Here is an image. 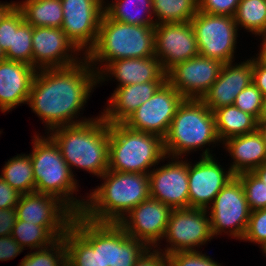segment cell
<instances>
[{"mask_svg": "<svg viewBox=\"0 0 266 266\" xmlns=\"http://www.w3.org/2000/svg\"><path fill=\"white\" fill-rule=\"evenodd\" d=\"M97 84L98 74L86 58L69 67L39 69L27 105L43 120L46 134L57 127L94 119L78 117Z\"/></svg>", "mask_w": 266, "mask_h": 266, "instance_id": "cell-1", "label": "cell"}, {"mask_svg": "<svg viewBox=\"0 0 266 266\" xmlns=\"http://www.w3.org/2000/svg\"><path fill=\"white\" fill-rule=\"evenodd\" d=\"M78 215V226L89 240L106 236L139 203L150 197L149 174L107 170Z\"/></svg>", "mask_w": 266, "mask_h": 266, "instance_id": "cell-2", "label": "cell"}, {"mask_svg": "<svg viewBox=\"0 0 266 266\" xmlns=\"http://www.w3.org/2000/svg\"><path fill=\"white\" fill-rule=\"evenodd\" d=\"M47 134L57 143L72 174V169L77 168L99 178L108 170L109 124L100 114L86 122L57 127Z\"/></svg>", "mask_w": 266, "mask_h": 266, "instance_id": "cell-3", "label": "cell"}, {"mask_svg": "<svg viewBox=\"0 0 266 266\" xmlns=\"http://www.w3.org/2000/svg\"><path fill=\"white\" fill-rule=\"evenodd\" d=\"M151 56H155L154 26L118 22L104 13L96 43L85 58L99 74L112 61Z\"/></svg>", "mask_w": 266, "mask_h": 266, "instance_id": "cell-4", "label": "cell"}, {"mask_svg": "<svg viewBox=\"0 0 266 266\" xmlns=\"http://www.w3.org/2000/svg\"><path fill=\"white\" fill-rule=\"evenodd\" d=\"M33 135L30 158L33 164L35 192L50 194L64 202L77 216L86 199L74 197L79 190L78 180L63 159L57 143L47 134ZM47 136V137H46Z\"/></svg>", "mask_w": 266, "mask_h": 266, "instance_id": "cell-5", "label": "cell"}, {"mask_svg": "<svg viewBox=\"0 0 266 266\" xmlns=\"http://www.w3.org/2000/svg\"><path fill=\"white\" fill-rule=\"evenodd\" d=\"M163 141L165 155L179 158L206 145L222 143L217 135L214 113L201 99L183 100Z\"/></svg>", "mask_w": 266, "mask_h": 266, "instance_id": "cell-6", "label": "cell"}, {"mask_svg": "<svg viewBox=\"0 0 266 266\" xmlns=\"http://www.w3.org/2000/svg\"><path fill=\"white\" fill-rule=\"evenodd\" d=\"M165 158L160 136L132 130L123 123L109 124L108 170L149 174Z\"/></svg>", "mask_w": 266, "mask_h": 266, "instance_id": "cell-7", "label": "cell"}, {"mask_svg": "<svg viewBox=\"0 0 266 266\" xmlns=\"http://www.w3.org/2000/svg\"><path fill=\"white\" fill-rule=\"evenodd\" d=\"M172 210L149 197L132 208L104 237L111 244L126 248L160 247Z\"/></svg>", "mask_w": 266, "mask_h": 266, "instance_id": "cell-8", "label": "cell"}, {"mask_svg": "<svg viewBox=\"0 0 266 266\" xmlns=\"http://www.w3.org/2000/svg\"><path fill=\"white\" fill-rule=\"evenodd\" d=\"M206 210L209 213L213 238L224 232L242 241L251 210L241 181L236 176L220 190Z\"/></svg>", "mask_w": 266, "mask_h": 266, "instance_id": "cell-9", "label": "cell"}, {"mask_svg": "<svg viewBox=\"0 0 266 266\" xmlns=\"http://www.w3.org/2000/svg\"><path fill=\"white\" fill-rule=\"evenodd\" d=\"M199 55L222 63L235 61L238 26L234 17L198 11L190 21Z\"/></svg>", "mask_w": 266, "mask_h": 266, "instance_id": "cell-10", "label": "cell"}, {"mask_svg": "<svg viewBox=\"0 0 266 266\" xmlns=\"http://www.w3.org/2000/svg\"><path fill=\"white\" fill-rule=\"evenodd\" d=\"M16 220L47 227L58 239L78 227V216L59 198L50 194H21L16 205Z\"/></svg>", "mask_w": 266, "mask_h": 266, "instance_id": "cell-11", "label": "cell"}, {"mask_svg": "<svg viewBox=\"0 0 266 266\" xmlns=\"http://www.w3.org/2000/svg\"><path fill=\"white\" fill-rule=\"evenodd\" d=\"M164 239L169 245H165L164 249H156L166 255L179 251H198L202 248L200 246L213 240L207 210L190 207L173 209Z\"/></svg>", "mask_w": 266, "mask_h": 266, "instance_id": "cell-12", "label": "cell"}, {"mask_svg": "<svg viewBox=\"0 0 266 266\" xmlns=\"http://www.w3.org/2000/svg\"><path fill=\"white\" fill-rule=\"evenodd\" d=\"M185 98L167 81L124 122L132 130L152 133L164 139L178 107Z\"/></svg>", "mask_w": 266, "mask_h": 266, "instance_id": "cell-13", "label": "cell"}, {"mask_svg": "<svg viewBox=\"0 0 266 266\" xmlns=\"http://www.w3.org/2000/svg\"><path fill=\"white\" fill-rule=\"evenodd\" d=\"M105 0H61L62 30L86 56L96 43ZM84 51V52H83Z\"/></svg>", "mask_w": 266, "mask_h": 266, "instance_id": "cell-14", "label": "cell"}, {"mask_svg": "<svg viewBox=\"0 0 266 266\" xmlns=\"http://www.w3.org/2000/svg\"><path fill=\"white\" fill-rule=\"evenodd\" d=\"M210 151L206 148L198 162H188L190 208L207 209L220 190L235 177L231 169H224Z\"/></svg>", "mask_w": 266, "mask_h": 266, "instance_id": "cell-15", "label": "cell"}, {"mask_svg": "<svg viewBox=\"0 0 266 266\" xmlns=\"http://www.w3.org/2000/svg\"><path fill=\"white\" fill-rule=\"evenodd\" d=\"M223 64L198 55L170 69L166 81L185 99H202L217 80Z\"/></svg>", "mask_w": 266, "mask_h": 266, "instance_id": "cell-16", "label": "cell"}, {"mask_svg": "<svg viewBox=\"0 0 266 266\" xmlns=\"http://www.w3.org/2000/svg\"><path fill=\"white\" fill-rule=\"evenodd\" d=\"M167 158L168 163L149 172L150 197L172 209L189 208L188 160Z\"/></svg>", "mask_w": 266, "mask_h": 266, "instance_id": "cell-17", "label": "cell"}, {"mask_svg": "<svg viewBox=\"0 0 266 266\" xmlns=\"http://www.w3.org/2000/svg\"><path fill=\"white\" fill-rule=\"evenodd\" d=\"M155 56L167 73L175 65L199 55L190 22L161 23L154 26Z\"/></svg>", "mask_w": 266, "mask_h": 266, "instance_id": "cell-18", "label": "cell"}, {"mask_svg": "<svg viewBox=\"0 0 266 266\" xmlns=\"http://www.w3.org/2000/svg\"><path fill=\"white\" fill-rule=\"evenodd\" d=\"M32 48L36 70L69 67L85 58L62 28L33 27Z\"/></svg>", "mask_w": 266, "mask_h": 266, "instance_id": "cell-19", "label": "cell"}, {"mask_svg": "<svg viewBox=\"0 0 266 266\" xmlns=\"http://www.w3.org/2000/svg\"><path fill=\"white\" fill-rule=\"evenodd\" d=\"M88 266H168V258L156 248H126L99 237L89 241Z\"/></svg>", "mask_w": 266, "mask_h": 266, "instance_id": "cell-20", "label": "cell"}, {"mask_svg": "<svg viewBox=\"0 0 266 266\" xmlns=\"http://www.w3.org/2000/svg\"><path fill=\"white\" fill-rule=\"evenodd\" d=\"M89 241L78 226L51 246L28 253L18 266H88Z\"/></svg>", "mask_w": 266, "mask_h": 266, "instance_id": "cell-21", "label": "cell"}, {"mask_svg": "<svg viewBox=\"0 0 266 266\" xmlns=\"http://www.w3.org/2000/svg\"><path fill=\"white\" fill-rule=\"evenodd\" d=\"M252 83V57L241 63L223 64L217 80L201 99L213 112L217 108L233 105L237 95Z\"/></svg>", "mask_w": 266, "mask_h": 266, "instance_id": "cell-22", "label": "cell"}, {"mask_svg": "<svg viewBox=\"0 0 266 266\" xmlns=\"http://www.w3.org/2000/svg\"><path fill=\"white\" fill-rule=\"evenodd\" d=\"M36 69L24 62H0V111L3 113L27 104Z\"/></svg>", "mask_w": 266, "mask_h": 266, "instance_id": "cell-23", "label": "cell"}, {"mask_svg": "<svg viewBox=\"0 0 266 266\" xmlns=\"http://www.w3.org/2000/svg\"><path fill=\"white\" fill-rule=\"evenodd\" d=\"M110 77L117 80V87H122L129 84L166 81V72L156 56L126 58L110 62L98 74V84L108 81Z\"/></svg>", "mask_w": 266, "mask_h": 266, "instance_id": "cell-24", "label": "cell"}, {"mask_svg": "<svg viewBox=\"0 0 266 266\" xmlns=\"http://www.w3.org/2000/svg\"><path fill=\"white\" fill-rule=\"evenodd\" d=\"M165 81L129 84L116 87L101 116L108 124L123 123L137 108L149 100Z\"/></svg>", "mask_w": 266, "mask_h": 266, "instance_id": "cell-25", "label": "cell"}, {"mask_svg": "<svg viewBox=\"0 0 266 266\" xmlns=\"http://www.w3.org/2000/svg\"><path fill=\"white\" fill-rule=\"evenodd\" d=\"M221 144L233 159L229 168L235 176L244 172H252L266 163V144L258 130L230 137Z\"/></svg>", "mask_w": 266, "mask_h": 266, "instance_id": "cell-26", "label": "cell"}, {"mask_svg": "<svg viewBox=\"0 0 266 266\" xmlns=\"http://www.w3.org/2000/svg\"><path fill=\"white\" fill-rule=\"evenodd\" d=\"M104 12L112 20L142 26H155L152 0H112Z\"/></svg>", "mask_w": 266, "mask_h": 266, "instance_id": "cell-27", "label": "cell"}, {"mask_svg": "<svg viewBox=\"0 0 266 266\" xmlns=\"http://www.w3.org/2000/svg\"><path fill=\"white\" fill-rule=\"evenodd\" d=\"M213 113L217 135L221 142L257 130L258 120L234 105L217 108Z\"/></svg>", "mask_w": 266, "mask_h": 266, "instance_id": "cell-28", "label": "cell"}, {"mask_svg": "<svg viewBox=\"0 0 266 266\" xmlns=\"http://www.w3.org/2000/svg\"><path fill=\"white\" fill-rule=\"evenodd\" d=\"M24 20L32 27L61 28L63 9L61 0H22L15 2Z\"/></svg>", "mask_w": 266, "mask_h": 266, "instance_id": "cell-29", "label": "cell"}, {"mask_svg": "<svg viewBox=\"0 0 266 266\" xmlns=\"http://www.w3.org/2000/svg\"><path fill=\"white\" fill-rule=\"evenodd\" d=\"M1 177L20 194L35 192L33 164L30 154H17L10 158L2 168Z\"/></svg>", "mask_w": 266, "mask_h": 266, "instance_id": "cell-30", "label": "cell"}, {"mask_svg": "<svg viewBox=\"0 0 266 266\" xmlns=\"http://www.w3.org/2000/svg\"><path fill=\"white\" fill-rule=\"evenodd\" d=\"M155 25L190 22L198 12V0H152Z\"/></svg>", "mask_w": 266, "mask_h": 266, "instance_id": "cell-31", "label": "cell"}, {"mask_svg": "<svg viewBox=\"0 0 266 266\" xmlns=\"http://www.w3.org/2000/svg\"><path fill=\"white\" fill-rule=\"evenodd\" d=\"M11 236L24 249L39 250L51 246L58 238L45 226L16 220Z\"/></svg>", "mask_w": 266, "mask_h": 266, "instance_id": "cell-32", "label": "cell"}, {"mask_svg": "<svg viewBox=\"0 0 266 266\" xmlns=\"http://www.w3.org/2000/svg\"><path fill=\"white\" fill-rule=\"evenodd\" d=\"M234 20L238 29L243 28L252 35L266 32V0H240Z\"/></svg>", "mask_w": 266, "mask_h": 266, "instance_id": "cell-33", "label": "cell"}, {"mask_svg": "<svg viewBox=\"0 0 266 266\" xmlns=\"http://www.w3.org/2000/svg\"><path fill=\"white\" fill-rule=\"evenodd\" d=\"M33 27L24 21L18 28H12L11 46L5 58L33 66Z\"/></svg>", "mask_w": 266, "mask_h": 266, "instance_id": "cell-34", "label": "cell"}, {"mask_svg": "<svg viewBox=\"0 0 266 266\" xmlns=\"http://www.w3.org/2000/svg\"><path fill=\"white\" fill-rule=\"evenodd\" d=\"M243 186L251 211L266 208V184L253 172L236 175Z\"/></svg>", "mask_w": 266, "mask_h": 266, "instance_id": "cell-35", "label": "cell"}, {"mask_svg": "<svg viewBox=\"0 0 266 266\" xmlns=\"http://www.w3.org/2000/svg\"><path fill=\"white\" fill-rule=\"evenodd\" d=\"M242 240L266 247V208L251 211L248 226Z\"/></svg>", "mask_w": 266, "mask_h": 266, "instance_id": "cell-36", "label": "cell"}, {"mask_svg": "<svg viewBox=\"0 0 266 266\" xmlns=\"http://www.w3.org/2000/svg\"><path fill=\"white\" fill-rule=\"evenodd\" d=\"M262 99V93L252 82L237 95L233 105L258 120L262 107Z\"/></svg>", "mask_w": 266, "mask_h": 266, "instance_id": "cell-37", "label": "cell"}, {"mask_svg": "<svg viewBox=\"0 0 266 266\" xmlns=\"http://www.w3.org/2000/svg\"><path fill=\"white\" fill-rule=\"evenodd\" d=\"M22 11L14 4L0 19V47L6 53L11 46L12 28L24 22Z\"/></svg>", "mask_w": 266, "mask_h": 266, "instance_id": "cell-38", "label": "cell"}, {"mask_svg": "<svg viewBox=\"0 0 266 266\" xmlns=\"http://www.w3.org/2000/svg\"><path fill=\"white\" fill-rule=\"evenodd\" d=\"M168 266H221L202 251H179L167 255Z\"/></svg>", "mask_w": 266, "mask_h": 266, "instance_id": "cell-39", "label": "cell"}, {"mask_svg": "<svg viewBox=\"0 0 266 266\" xmlns=\"http://www.w3.org/2000/svg\"><path fill=\"white\" fill-rule=\"evenodd\" d=\"M240 0H198V11L234 17Z\"/></svg>", "mask_w": 266, "mask_h": 266, "instance_id": "cell-40", "label": "cell"}, {"mask_svg": "<svg viewBox=\"0 0 266 266\" xmlns=\"http://www.w3.org/2000/svg\"><path fill=\"white\" fill-rule=\"evenodd\" d=\"M21 194L0 176V209L16 208Z\"/></svg>", "mask_w": 266, "mask_h": 266, "instance_id": "cell-41", "label": "cell"}, {"mask_svg": "<svg viewBox=\"0 0 266 266\" xmlns=\"http://www.w3.org/2000/svg\"><path fill=\"white\" fill-rule=\"evenodd\" d=\"M24 249L11 235L0 237V261H8L17 257Z\"/></svg>", "mask_w": 266, "mask_h": 266, "instance_id": "cell-42", "label": "cell"}, {"mask_svg": "<svg viewBox=\"0 0 266 266\" xmlns=\"http://www.w3.org/2000/svg\"><path fill=\"white\" fill-rule=\"evenodd\" d=\"M252 82L260 90L263 96L266 95V64L252 57Z\"/></svg>", "mask_w": 266, "mask_h": 266, "instance_id": "cell-43", "label": "cell"}, {"mask_svg": "<svg viewBox=\"0 0 266 266\" xmlns=\"http://www.w3.org/2000/svg\"><path fill=\"white\" fill-rule=\"evenodd\" d=\"M16 209H0V237L9 236L16 222Z\"/></svg>", "mask_w": 266, "mask_h": 266, "instance_id": "cell-44", "label": "cell"}, {"mask_svg": "<svg viewBox=\"0 0 266 266\" xmlns=\"http://www.w3.org/2000/svg\"><path fill=\"white\" fill-rule=\"evenodd\" d=\"M257 36L262 37V47L259 50V53L256 56H253L256 60L266 64V32L261 33Z\"/></svg>", "mask_w": 266, "mask_h": 266, "instance_id": "cell-45", "label": "cell"}, {"mask_svg": "<svg viewBox=\"0 0 266 266\" xmlns=\"http://www.w3.org/2000/svg\"><path fill=\"white\" fill-rule=\"evenodd\" d=\"M252 172L266 184V163L255 168Z\"/></svg>", "mask_w": 266, "mask_h": 266, "instance_id": "cell-46", "label": "cell"}, {"mask_svg": "<svg viewBox=\"0 0 266 266\" xmlns=\"http://www.w3.org/2000/svg\"><path fill=\"white\" fill-rule=\"evenodd\" d=\"M257 130L261 133L264 143L266 144V119H258Z\"/></svg>", "mask_w": 266, "mask_h": 266, "instance_id": "cell-47", "label": "cell"}, {"mask_svg": "<svg viewBox=\"0 0 266 266\" xmlns=\"http://www.w3.org/2000/svg\"><path fill=\"white\" fill-rule=\"evenodd\" d=\"M15 4V1L11 2H1L0 1V19L3 15Z\"/></svg>", "mask_w": 266, "mask_h": 266, "instance_id": "cell-48", "label": "cell"}, {"mask_svg": "<svg viewBox=\"0 0 266 266\" xmlns=\"http://www.w3.org/2000/svg\"><path fill=\"white\" fill-rule=\"evenodd\" d=\"M259 119H266V95L262 99V107L259 115Z\"/></svg>", "mask_w": 266, "mask_h": 266, "instance_id": "cell-49", "label": "cell"}, {"mask_svg": "<svg viewBox=\"0 0 266 266\" xmlns=\"http://www.w3.org/2000/svg\"><path fill=\"white\" fill-rule=\"evenodd\" d=\"M4 59H6V58H5V53L3 52V50H2L1 47H0V62H1L2 60H4Z\"/></svg>", "mask_w": 266, "mask_h": 266, "instance_id": "cell-50", "label": "cell"}, {"mask_svg": "<svg viewBox=\"0 0 266 266\" xmlns=\"http://www.w3.org/2000/svg\"><path fill=\"white\" fill-rule=\"evenodd\" d=\"M264 254V256H266V247L264 248V250H261Z\"/></svg>", "mask_w": 266, "mask_h": 266, "instance_id": "cell-51", "label": "cell"}]
</instances>
